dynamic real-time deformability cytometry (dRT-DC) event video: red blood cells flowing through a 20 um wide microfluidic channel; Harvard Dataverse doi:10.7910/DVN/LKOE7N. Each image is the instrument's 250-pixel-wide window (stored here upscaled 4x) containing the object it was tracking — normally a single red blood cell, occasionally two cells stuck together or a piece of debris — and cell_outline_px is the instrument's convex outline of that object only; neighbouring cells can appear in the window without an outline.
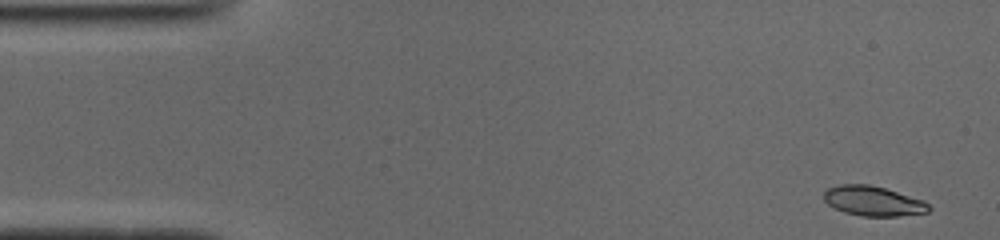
{"species": "common noctule bat (a hibernating species)", "species_latin": "Nyctalus noctula", "temperature_condition": "cold", "stored_images_in_passage": 49, "camera_frame_rate_fps": 3000, "um_per_image_px": 0.085, "animal": {"sex": "male", "body_mass_g": 19.0, "forearm_length_mm": 50.8}, "frame": {"image": 1, "passage_image": 1, "time_ms": 0.0, "image_size_px": [1000, 240], "cell_outline_px": [[932, 208], [928, 212], [900, 216], [860, 216], [844, 212], [828, 204], [824, 200], [824, 192], [828, 188], [840, 184], [868, 184], [884, 188], [924, 200]], "centroid_in_image_um": [74.23, 17.09], "position_along_channel_um": 10.8, "area_um2": 18.21}}
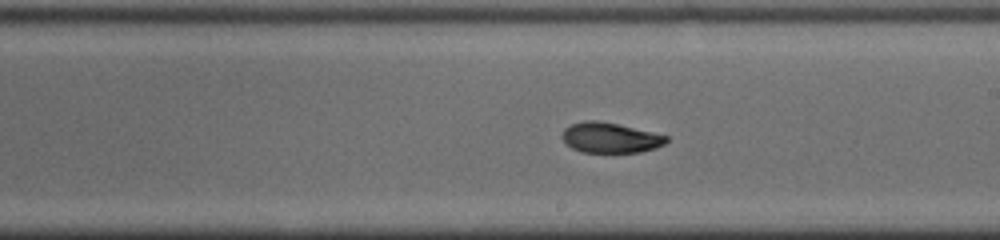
{"frame": {"image": 2, "passage_image": 27, "time_ms": 8.667, "image_size_px": [1000, 240], "cell_outline_px": [[668, 140], [664, 144], [656, 148], [640, 152], [580, 152], [572, 148], [564, 140], [564, 128], [572, 124], [588, 120], [596, 120], [616, 124], [668, 136]], "centroid_in_image_um": [51.89, 11.72], "position_along_channel_um": 237.1, "area_um2": 17.98}}
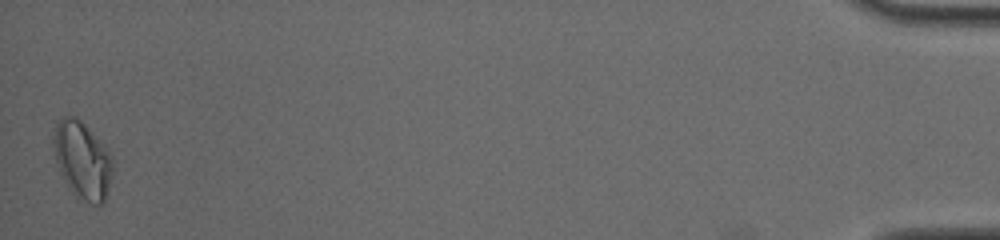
{"frame": {"image": 3, "passage_image": 49, "time_ms": 16.0, "image_size_px": [1000, 240], "cell_outline_px": [[112, 172], [104, 204], [92, 204], [76, 200], [68, 188], [60, 172], [56, 160], [52, 144], [52, 140], [56, 120], [64, 116], [72, 116], [80, 120], [84, 124], [112, 156]], "centroid_in_image_um": [6.96, 13.66], "position_along_channel_um": 428.2, "area_um2": 26.76}, "authors_computed_cell_mechanics": {"area_um2": 19.0162, "velocity_mm_per_s": 3.9148, "shape_relaxation_time_tau1_ms": 9.6869, "shape_relaxation_time_tau2_ms": 1.7729, "deformation_change_tau1": 0.234, "deformation_change_tau2": 0.057}}